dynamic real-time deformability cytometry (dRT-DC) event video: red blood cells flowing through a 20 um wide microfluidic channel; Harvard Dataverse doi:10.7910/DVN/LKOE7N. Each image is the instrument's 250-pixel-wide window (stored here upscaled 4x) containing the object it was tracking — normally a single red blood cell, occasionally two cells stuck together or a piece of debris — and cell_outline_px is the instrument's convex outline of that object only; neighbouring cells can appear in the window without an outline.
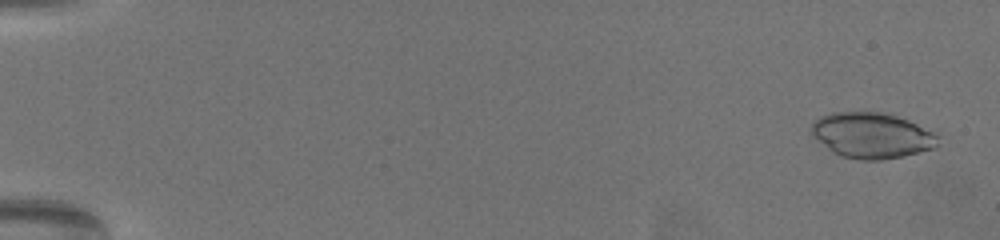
{"species": "common noctule bat (a hibernating species)", "species_latin": "Nyctalus noctula", "temperature_condition": "warm", "stored_images_in_passage": 64, "camera_frame_rate_fps": 3000, "um_per_image_px": 0.085, "animal": {"sex": "female", "body_mass_g": 19.5, "forearm_length_mm": 54.1}, "frame": {"image": 1, "passage_image": 3, "time_ms": 0.667, "image_size_px": [1000, 240], "cell_outline_px": [[936, 148], [904, 156], [880, 160], [860, 160], [840, 156], [832, 152], [808, 132], [812, 124], [820, 116], [832, 112], [888, 112], [908, 120], [932, 132], [936, 136]], "centroid_in_image_um": [74.05, 11.51], "position_along_channel_um": 10.9, "area_um2": 33.7}}
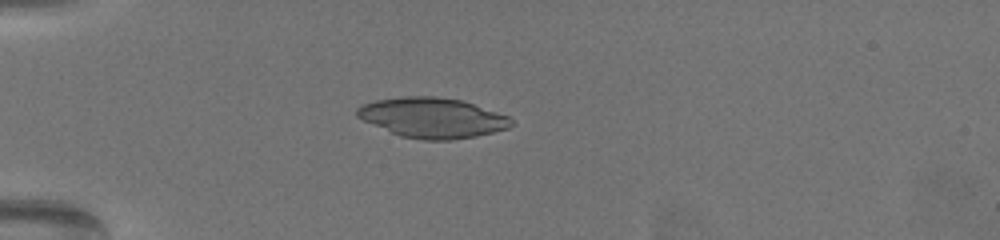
{"frame": {"image": 2, "passage_image": 20, "time_ms": 6.333, "image_size_px": [1000, 240], "cell_outline_px": [[516, 124], [508, 128], [476, 136], [452, 140], [424, 140], [400, 136], [364, 120], [356, 116], [356, 108], [360, 104], [376, 100], [400, 96], [436, 96], [464, 100], [508, 116]], "centroid_in_image_um": [36.76, 9.99], "position_along_channel_um": 48.2, "area_um2": 36.18}}
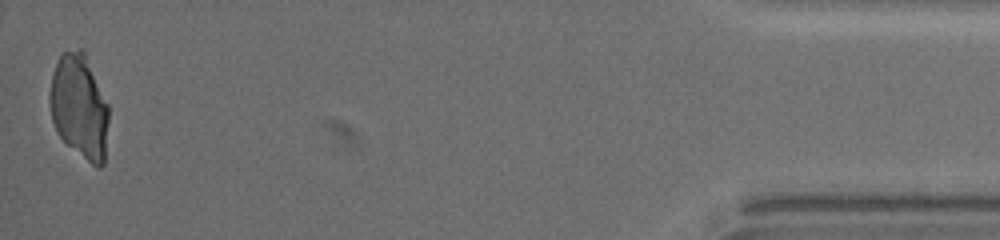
{"frame": {"image": 3, "passage_image": 64, "time_ms": 21.0, "image_size_px": [1000, 240], "cell_outline_px": [[108, 120], [104, 164], [100, 168], [96, 168], [68, 144], [56, 132], [52, 120], [48, 100], [48, 96], [52, 72], [60, 52], [80, 48], [84, 52], [108, 104]], "centroid_in_image_um": [6.72, 9.04], "position_along_channel_um": 428.5, "area_um2": 35.89}}